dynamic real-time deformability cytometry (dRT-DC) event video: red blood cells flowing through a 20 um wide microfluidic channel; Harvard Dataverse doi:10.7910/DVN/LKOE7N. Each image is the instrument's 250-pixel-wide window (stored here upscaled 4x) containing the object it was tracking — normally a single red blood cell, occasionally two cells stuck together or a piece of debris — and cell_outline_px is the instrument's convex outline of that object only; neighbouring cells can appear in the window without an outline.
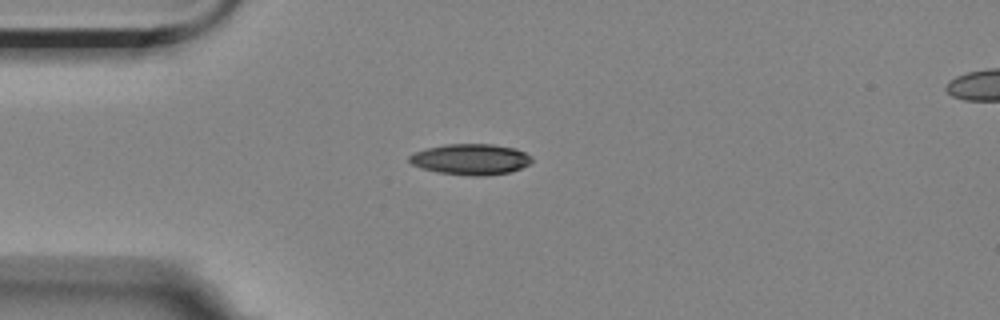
{"species": "Egyptian fruit bat (a non-hibernating species)", "species_latin": "Rousettus aegyptiacus", "temperature_condition": "room temperature", "stored_images_in_passage": 14, "camera_frame_rate_fps": 3000, "um_per_image_px": 0.085, "animal": {"sex": "female"}, "frame": {"image": 1, "passage_image": 3, "time_ms": 3.0, "image_size_px": [1000, 320], "cell_outline_px": [[532, 160], [528, 164], [520, 168], [508, 172], [484, 176], [468, 176], [436, 172], [420, 168], [412, 164], [408, 160], [408, 156], [424, 148], [444, 144], [492, 144], [516, 148], [532, 156]], "centroid_in_image_um": [39.97, 13.54], "position_along_channel_um": 45.0, "area_um2": 22.2}}
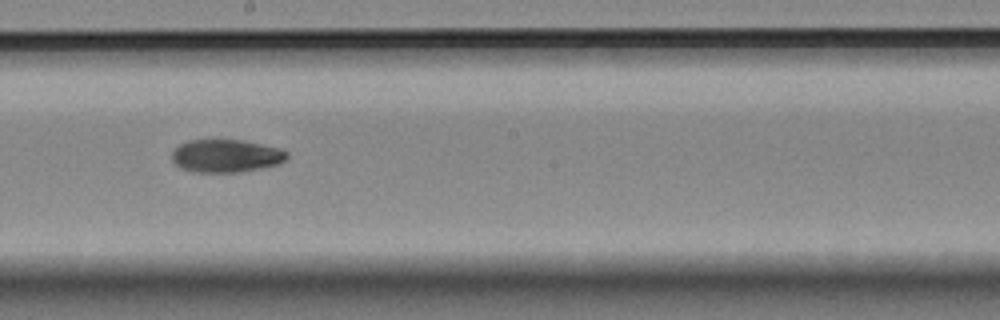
{"frame": {"image": 2, "passage_image": 8, "time_ms": 8.667, "image_size_px": [1000, 320], "cell_outline_px": [[288, 160], [280, 164], [240, 172], [192, 172], [180, 168], [172, 160], [172, 152], [180, 144], [188, 140], [240, 140], [280, 148], [288, 152]], "centroid_in_image_um": [19.23, 13.26], "position_along_channel_um": 229.0, "area_um2": 22.14}}
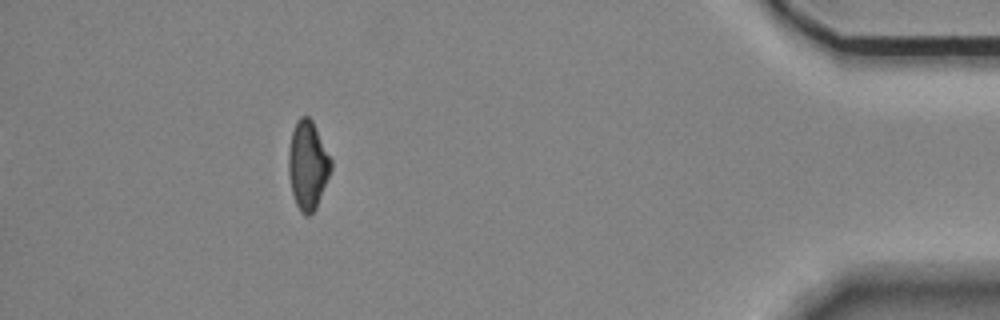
{"frame": {"image": 3, "passage_image": 13, "time_ms": 15.333, "image_size_px": [1000, 320], "cell_outline_px": [[332, 168], [316, 208], [308, 216], [304, 216], [300, 212], [296, 204], [292, 192], [288, 172], [288, 148], [292, 132], [296, 120], [300, 116], [308, 116], [312, 120], [332, 160]], "centroid_in_image_um": [26.15, 14.03], "position_along_channel_um": 409.1, "area_um2": 21.96}, "authors_computed_cell_mechanics": {"area_um2": 22.0796, "velocity_mm_per_s": 3.5262, "shape_relaxation_time_tau1_ms": 4.9116, "shape_relaxation_time_tau2_ms": null, "deformation_change_tau1": 0.1534, "deformation_change_tau2": null}}